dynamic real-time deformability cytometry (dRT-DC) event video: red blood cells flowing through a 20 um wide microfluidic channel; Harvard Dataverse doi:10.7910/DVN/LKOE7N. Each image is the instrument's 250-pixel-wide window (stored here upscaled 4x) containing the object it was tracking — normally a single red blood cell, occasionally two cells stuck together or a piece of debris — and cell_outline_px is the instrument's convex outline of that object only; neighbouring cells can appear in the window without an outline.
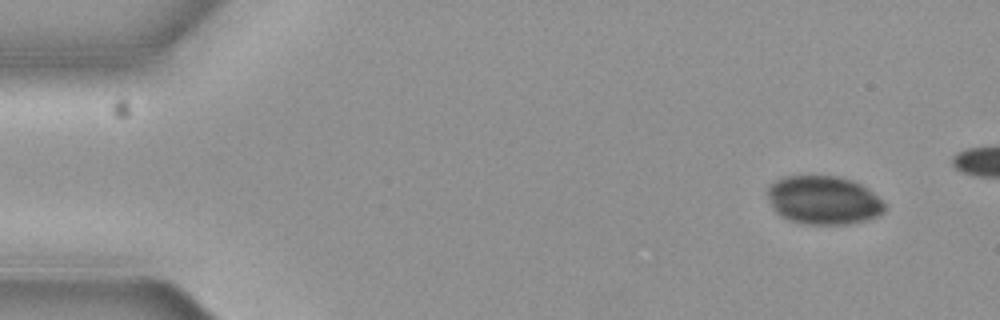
{"species": "common noctule bat (a hibernating species)", "species_latin": "Nyctalus noctula", "temperature_condition": "cold", "stored_images_in_passage": 6, "camera_frame_rate_fps": 3000, "um_per_image_px": 0.085, "animal": {"sex": "female", "body_mass_g": 19.3, "forearm_length_mm": 54.1}, "frame": {"image": 1, "passage_image": 1, "time_ms": 0.0, "image_size_px": [1000, 320], "cell_outline_px": [[884, 212], [876, 216], [864, 220], [848, 224], [800, 224], [788, 220], [780, 216], [772, 208], [768, 196], [768, 184], [784, 176], [840, 176], [852, 180], [868, 188], [884, 204]], "centroid_in_image_um": [69.95, 17.01], "position_along_channel_um": 15.0, "area_um2": 33.18}}
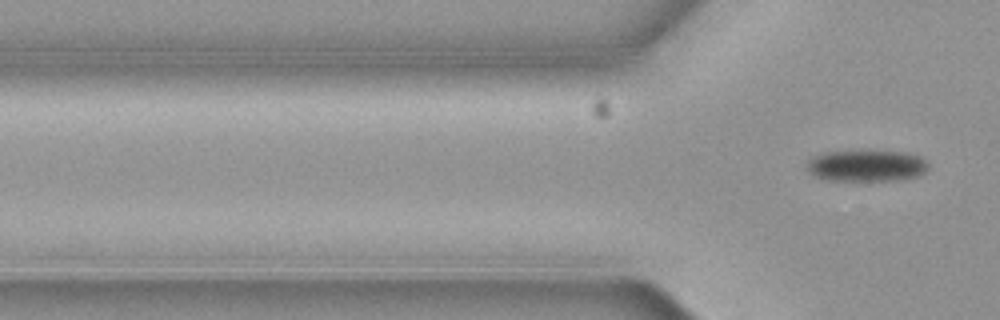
{"frame": {"image": 2, "passage_image": 6, "time_ms": 1.667, "image_size_px": [1000, 320], "cell_outline_px": [[928, 168], [924, 172], [916, 176], [900, 180], [820, 180], [812, 176], [804, 168], [808, 160], [816, 156], [828, 152], [900, 152], [920, 156], [928, 164]], "centroid_in_image_um": [73.58, 14.12], "position_along_channel_um": 52.2, "area_um2": 22.02}}